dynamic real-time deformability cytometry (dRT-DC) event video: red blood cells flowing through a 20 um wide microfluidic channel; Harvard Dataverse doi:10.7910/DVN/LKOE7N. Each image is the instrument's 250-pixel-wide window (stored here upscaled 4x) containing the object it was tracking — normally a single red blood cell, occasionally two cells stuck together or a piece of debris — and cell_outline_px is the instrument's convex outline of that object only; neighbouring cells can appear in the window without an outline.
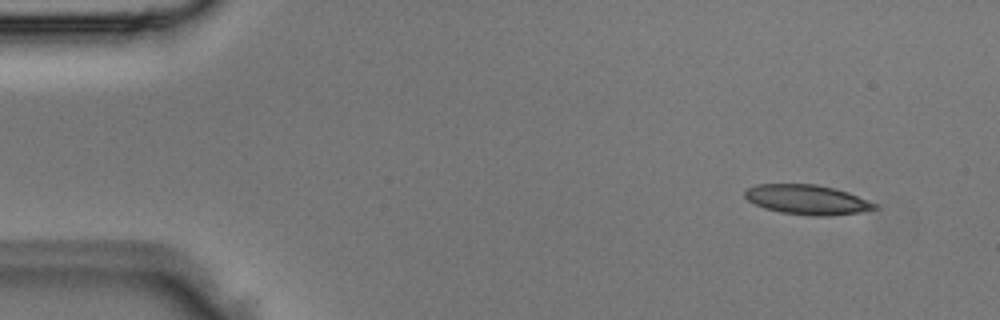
{"species": "Egyptian fruit bat (a non-hibernating species)", "species_latin": "Rousettus aegyptiacus", "temperature_condition": "room temperature", "stored_images_in_passage": 2, "camera_frame_rate_fps": 3000, "um_per_image_px": 0.085, "animal": {"sex": "male"}, "frame": {"image": 1, "passage_image": 1, "time_ms": 0.0, "image_size_px": [1000, 320], "cell_outline_px": [[876, 208], [860, 212], [824, 216], [816, 216], [780, 212], [764, 208], [748, 200], [744, 196], [744, 192], [748, 188], [756, 184], [816, 184], [836, 188], [848, 192], [876, 204]], "centroid_in_image_um": [68.57, 16.96], "position_along_channel_um": 16.4, "area_um2": 22.25}}